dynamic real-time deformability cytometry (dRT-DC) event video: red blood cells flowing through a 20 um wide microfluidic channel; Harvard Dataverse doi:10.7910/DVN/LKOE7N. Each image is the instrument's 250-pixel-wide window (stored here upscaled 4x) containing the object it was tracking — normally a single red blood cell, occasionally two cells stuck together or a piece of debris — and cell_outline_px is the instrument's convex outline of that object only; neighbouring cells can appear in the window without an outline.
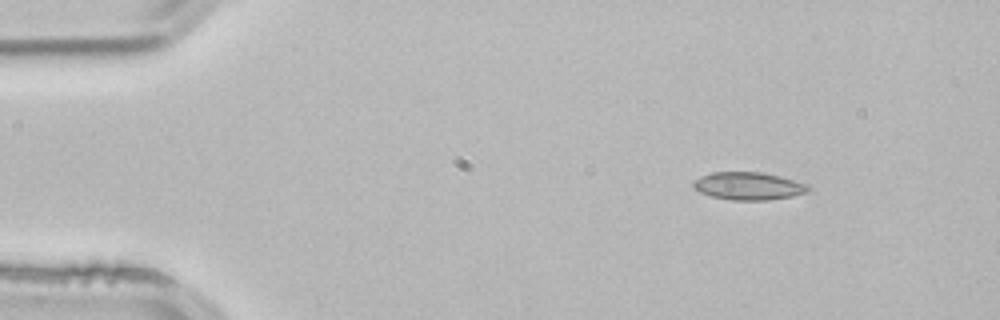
{"species": "common noctule bat (a hibernating species)", "species_latin": "Nyctalus noctula", "temperature_condition": "room temperature", "stored_images_in_passage": 3, "camera_frame_rate_fps": 3000, "um_per_image_px": 0.085, "animal": {"sex": "male", "body_mass_g": 21.5, "forearm_length_mm": 52.0}, "frame": {"image": 1, "passage_image": 1, "time_ms": 0.0, "image_size_px": [1000, 320], "cell_outline_px": [[812, 188], [808, 192], [792, 196], [768, 200], [732, 200], [712, 196], [700, 192], [692, 188], [692, 180], [700, 176], [712, 172], [760, 172], [780, 176], [808, 184]], "centroid_in_image_um": [63.61, 15.81], "position_along_channel_um": 21.4, "area_um2": 18.73}}